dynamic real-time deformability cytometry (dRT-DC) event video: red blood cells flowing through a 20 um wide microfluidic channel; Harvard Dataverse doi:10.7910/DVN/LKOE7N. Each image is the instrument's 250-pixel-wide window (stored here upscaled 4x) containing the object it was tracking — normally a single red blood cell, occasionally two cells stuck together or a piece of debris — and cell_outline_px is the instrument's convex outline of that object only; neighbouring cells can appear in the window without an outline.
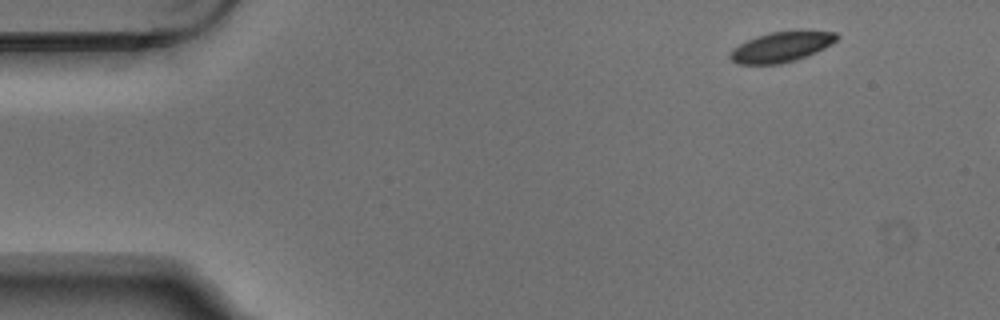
{"species": "Egyptian fruit bat (a non-hibernating species)", "species_latin": "Rousettus aegyptiacus", "temperature_condition": "warm", "stored_images_in_passage": 2, "camera_frame_rate_fps": 3000, "um_per_image_px": 0.085, "animal": {"sex": "male"}, "frame": {"image": 1, "passage_image": 1, "time_ms": 0.0, "image_size_px": [1000, 320], "cell_outline_px": [[840, 36], [836, 40], [824, 48], [816, 52], [780, 64], [736, 64], [728, 56], [728, 52], [732, 48], [756, 36], [772, 32], [800, 28], [836, 32]], "centroid_in_image_um": [66.43, 3.94], "position_along_channel_um": 18.6, "area_um2": 19.19}}